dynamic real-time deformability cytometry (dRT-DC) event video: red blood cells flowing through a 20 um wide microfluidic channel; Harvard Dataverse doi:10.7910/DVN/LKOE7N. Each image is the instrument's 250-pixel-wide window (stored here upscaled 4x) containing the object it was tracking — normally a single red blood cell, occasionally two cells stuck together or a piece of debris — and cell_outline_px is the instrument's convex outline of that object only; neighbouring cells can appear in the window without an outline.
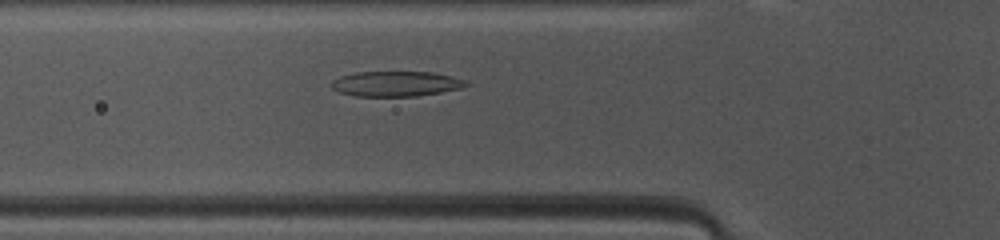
{"species": "common noctule bat (a hibernating species)", "species_latin": "Nyctalus noctula", "temperature_condition": "warm", "stored_images_in_passage": 39, "camera_frame_rate_fps": 3000, "um_per_image_px": 0.085, "animal": {"sex": "female", "body_mass_g": 10.0, "forearm_length_mm": 53.1}, "frame": {"image": 1, "passage_image": 6, "time_ms": 1.667, "image_size_px": [1000, 240], "cell_outline_px": [[468, 84], [464, 88], [416, 96], [356, 96], [340, 92], [332, 88], [328, 84], [332, 80], [340, 76], [356, 72], [432, 72], [452, 76], [464, 80]], "centroid_in_image_um": [33.63, 7.12], "position_along_channel_um": 92.2, "area_um2": 19.77}}
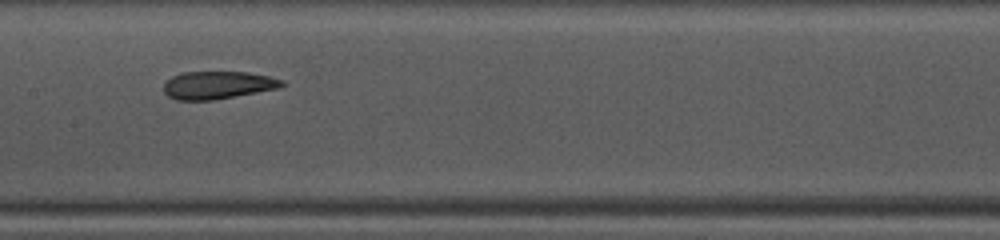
{"frame": {"image": 2, "passage_image": 13, "time_ms": 4.0, "image_size_px": [1000, 240], "cell_outline_px": [[284, 84], [280, 88], [212, 100], [176, 100], [168, 96], [164, 92], [164, 80], [180, 72], [248, 72], [268, 76], [284, 80]], "centroid_in_image_um": [18.47, 7.22], "position_along_channel_um": 188.9, "area_um2": 19.19}}
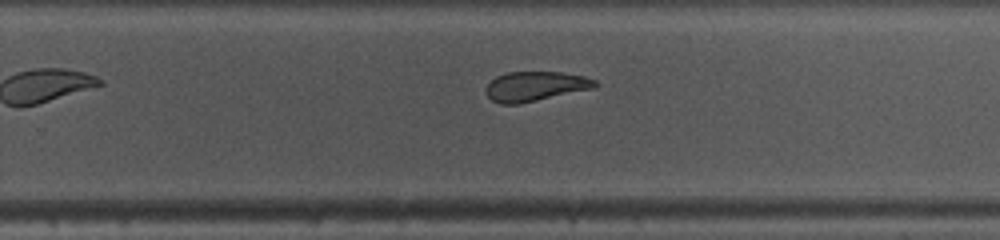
{"frame": {"image": 3, "passage_image": 20, "time_ms": 6.333, "image_size_px": [1000, 240], "cell_outline_px": [[600, 84], [592, 88], [520, 104], [500, 104], [492, 100], [488, 96], [488, 84], [496, 76], [508, 72], [560, 72], [584, 76], [596, 80]], "centroid_in_image_um": [45.52, 7.33], "position_along_channel_um": 284.3, "area_um2": 18.61}}